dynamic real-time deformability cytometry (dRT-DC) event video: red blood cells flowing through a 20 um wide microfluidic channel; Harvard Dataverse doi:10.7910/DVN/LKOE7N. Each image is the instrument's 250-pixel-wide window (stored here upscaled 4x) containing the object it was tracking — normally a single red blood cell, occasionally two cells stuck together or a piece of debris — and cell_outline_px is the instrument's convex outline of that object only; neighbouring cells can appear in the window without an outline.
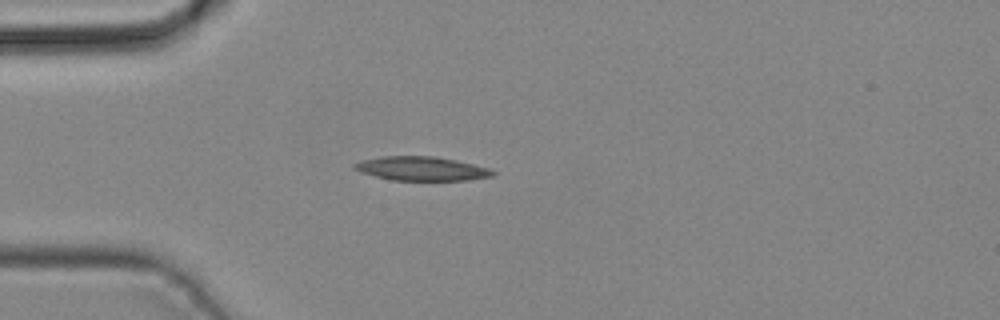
{"species": "common noctule bat (a hibernating species)", "species_latin": "Nyctalus noctula", "temperature_condition": "cold", "stored_images_in_passage": 39, "camera_frame_rate_fps": 3000, "um_per_image_px": 0.085, "animal": {"sex": "male", "body_mass_g": 19.2, "forearm_length_mm": 51.8}, "frame": {"image": 1, "passage_image": 8, "time_ms": 2.333, "image_size_px": [1000, 320], "cell_outline_px": [[496, 172], [492, 176], [468, 180], [392, 180], [360, 172], [352, 168], [352, 164], [360, 160], [380, 156], [432, 156], [456, 160], [488, 168]], "centroid_in_image_um": [35.77, 14.32], "position_along_channel_um": 49.2, "area_um2": 19.31}}
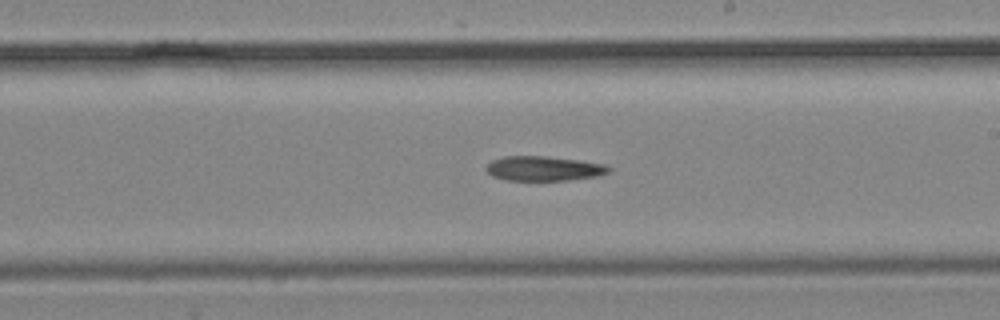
{"frame": {"image": 2, "passage_image": 21, "time_ms": 6.667, "image_size_px": [1000, 320], "cell_outline_px": [[612, 168], [608, 172], [596, 176], [568, 180], [508, 180], [492, 176], [484, 168], [492, 160], [504, 156], [544, 156], [608, 164]], "centroid_in_image_um": [46.22, 14.32], "position_along_channel_um": 242.8, "area_um2": 17.51}}
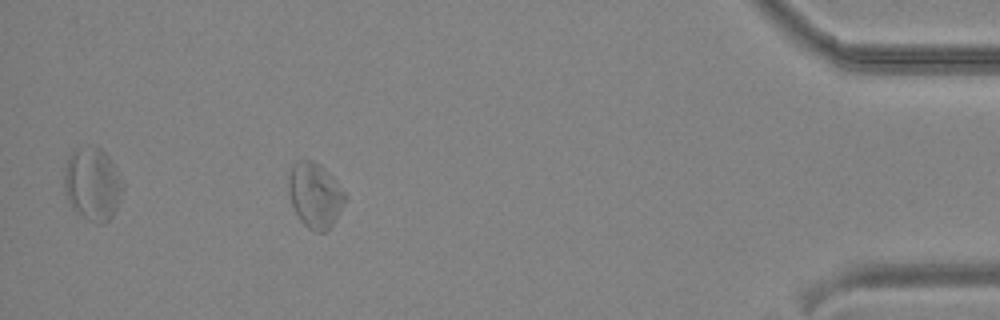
{"frame": {"image": 3, "passage_image": 35, "time_ms": 11.333, "image_size_px": [1000, 320], "cell_outline_px": [[344, 200], [332, 224], [324, 232], [316, 232], [308, 228], [300, 220], [292, 204], [288, 192], [288, 176], [292, 164], [296, 160], [312, 160], [320, 164], [332, 176], [344, 192]], "centroid_in_image_um": [26.72, 16.55], "position_along_channel_um": 408.5, "area_um2": 21.04}}